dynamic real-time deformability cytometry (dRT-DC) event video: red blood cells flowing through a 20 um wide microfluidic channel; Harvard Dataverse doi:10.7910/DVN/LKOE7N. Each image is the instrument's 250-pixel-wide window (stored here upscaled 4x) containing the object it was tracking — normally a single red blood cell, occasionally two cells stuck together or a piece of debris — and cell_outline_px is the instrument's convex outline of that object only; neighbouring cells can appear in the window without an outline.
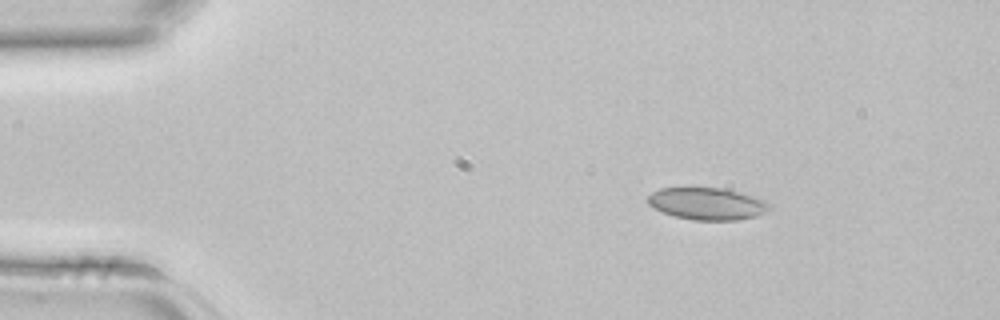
{"species": "common noctule bat (a hibernating species)", "species_latin": "Nyctalus noctula", "temperature_condition": "room temperature", "stored_images_in_passage": 3, "camera_frame_rate_fps": 3000, "um_per_image_px": 0.085, "animal": {"sex": "female", "body_mass_g": 22.7, "forearm_length_mm": 54.2}, "frame": {"image": 1, "passage_image": 1, "time_ms": 0.0, "image_size_px": [1000, 320], "cell_outline_px": [[772, 208], [756, 216], [736, 220], [692, 220], [676, 216], [664, 212], [648, 204], [648, 196], [652, 192], [660, 188], [724, 188], [740, 192], [764, 200]], "centroid_in_image_um": [60.11, 17.31], "position_along_channel_um": 24.9, "area_um2": 22.48}}
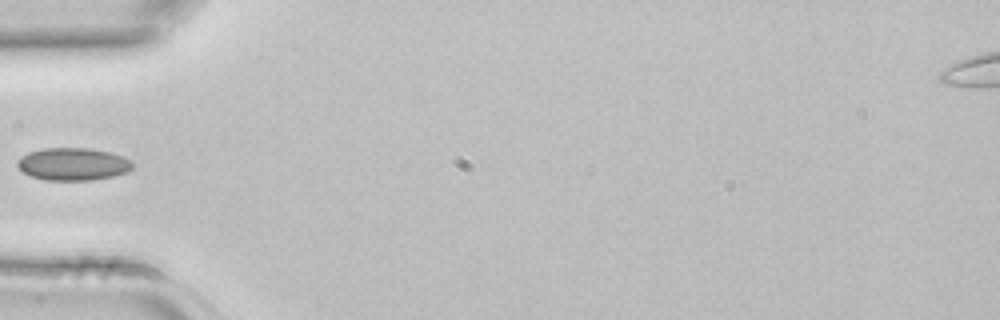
{"frame": {"image": 2, "passage_image": 3, "time_ms": 0.667, "image_size_px": [1000, 320], "cell_outline_px": [[136, 164], [128, 172], [112, 176], [92, 180], [44, 180], [32, 176], [24, 172], [16, 164], [16, 160], [20, 156], [28, 152], [44, 148], [88, 148], [108, 152], [124, 156], [132, 160]], "centroid_in_image_um": [6.23, 13.94], "position_along_channel_um": 78.8, "area_um2": 22.02}}